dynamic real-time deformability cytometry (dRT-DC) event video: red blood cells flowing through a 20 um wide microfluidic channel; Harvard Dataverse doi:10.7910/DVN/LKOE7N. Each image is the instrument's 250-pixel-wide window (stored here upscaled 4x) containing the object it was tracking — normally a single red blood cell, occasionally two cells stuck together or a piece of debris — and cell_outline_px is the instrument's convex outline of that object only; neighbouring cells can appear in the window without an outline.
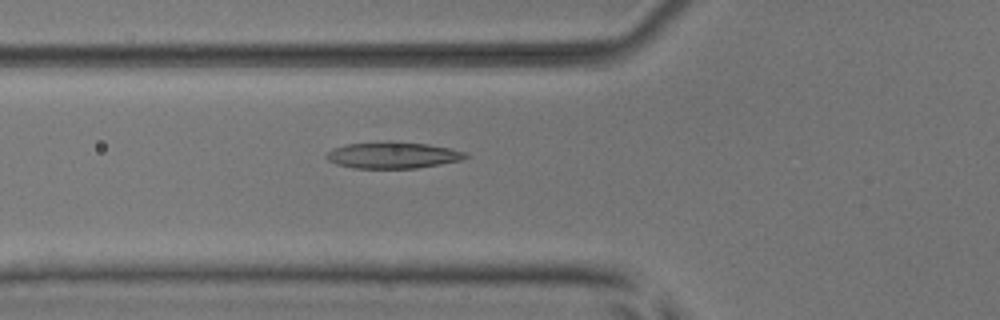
{"species": "common noctule bat (a hibernating species)", "species_latin": "Nyctalus noctula", "temperature_condition": "room temperature", "stored_images_in_passage": 42, "camera_frame_rate_fps": 3000, "um_per_image_px": 0.085, "animal": {"sex": "male", "body_mass_g": 17.9, "forearm_length_mm": 54.2}, "frame": {"image": 1, "passage_image": 9, "time_ms": 2.667, "image_size_px": [1000, 320], "cell_outline_px": [[472, 156], [460, 160], [440, 164], [416, 168], [356, 168], [336, 164], [328, 160], [324, 156], [332, 148], [348, 144], [388, 140], [392, 140], [428, 144], [452, 148], [464, 152]], "centroid_in_image_um": [33.4, 13.17], "position_along_channel_um": 92.4, "area_um2": 21.73}}
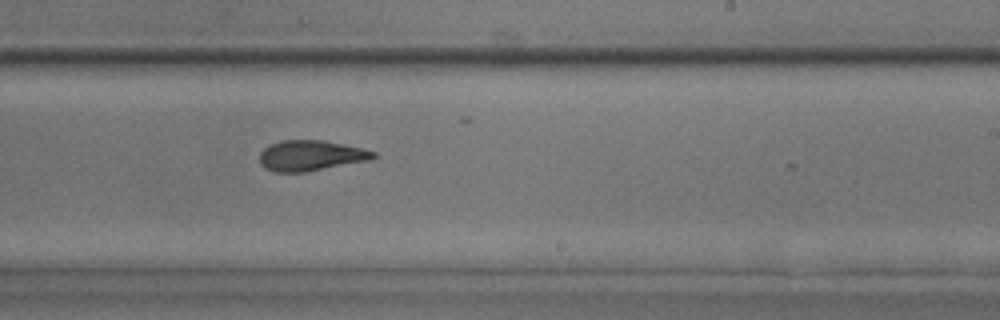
{"frame": {"image": 2, "passage_image": 22, "time_ms": 7.0, "image_size_px": [1000, 320], "cell_outline_px": [[380, 156], [372, 160], [304, 172], [272, 172], [264, 168], [260, 164], [260, 152], [264, 148], [280, 140], [324, 140], [364, 148], [376, 152]], "centroid_in_image_um": [26.46, 13.22], "position_along_channel_um": 262.5, "area_um2": 20.52}}
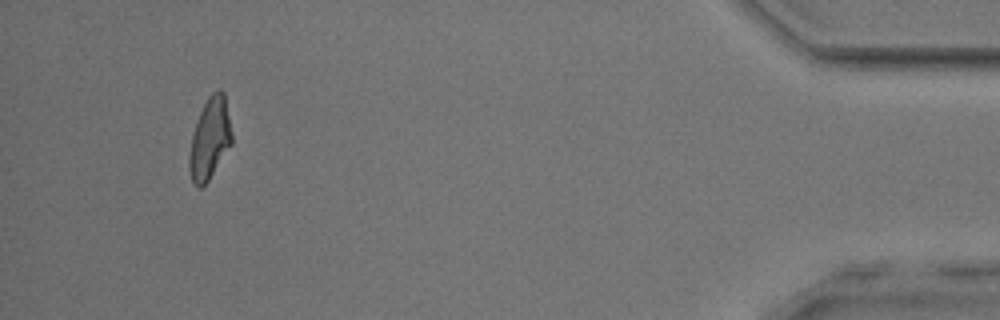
{"frame": {"image": 3, "passage_image": 39, "time_ms": 12.667, "image_size_px": [1000, 320], "cell_outline_px": [[232, 144], [208, 180], [200, 188], [196, 188], [192, 180], [188, 168], [188, 156], [192, 136], [200, 112], [208, 96], [212, 92], [220, 88], [224, 92], [232, 136]], "centroid_in_image_um": [17.82, 11.79], "position_along_channel_um": 417.4, "area_um2": 20.0}, "authors_computed_cell_mechanics": {"area_um2": 20.519, "velocity_mm_per_s": 3.9388, "shape_relaxation_time_tau1_ms": 6.0177, "shape_relaxation_time_tau2_ms": 2.0317, "deformation_change_tau1": 0.1951, "deformation_change_tau2": 0.1052}}